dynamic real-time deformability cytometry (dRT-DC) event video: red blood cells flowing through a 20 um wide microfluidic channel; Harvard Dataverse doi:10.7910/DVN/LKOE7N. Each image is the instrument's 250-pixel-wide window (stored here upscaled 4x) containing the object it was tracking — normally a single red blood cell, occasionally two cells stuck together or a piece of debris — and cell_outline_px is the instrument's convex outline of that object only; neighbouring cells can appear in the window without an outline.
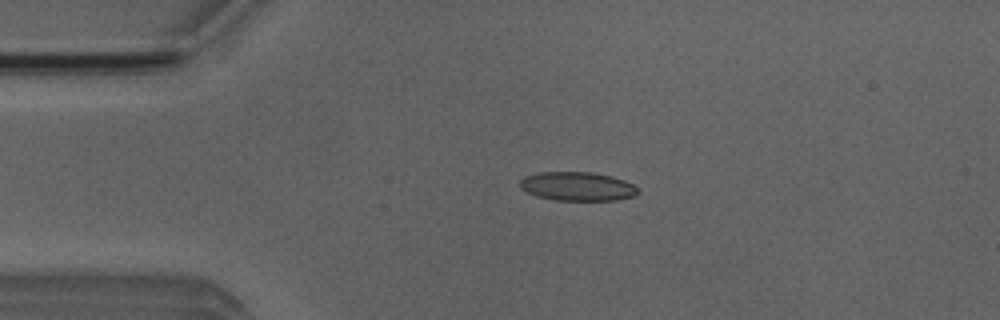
{"species": "Egyptian fruit bat (a non-hibernating species)", "species_latin": "Rousettus aegyptiacus", "temperature_condition": "room temperature", "stored_images_in_passage": 46, "camera_frame_rate_fps": 3000, "um_per_image_px": 0.085, "animal": {"sex": "male"}, "frame": {"image": 1, "passage_image": 9, "time_ms": 2.667, "image_size_px": [1000, 320], "cell_outline_px": [[636, 196], [616, 200], [556, 200], [536, 196], [520, 188], [520, 180], [524, 176], [540, 172], [588, 172], [612, 176], [624, 180], [632, 184], [636, 188]], "centroid_in_image_um": [49.05, 15.84], "position_along_channel_um": 35.9, "area_um2": 19.71}}
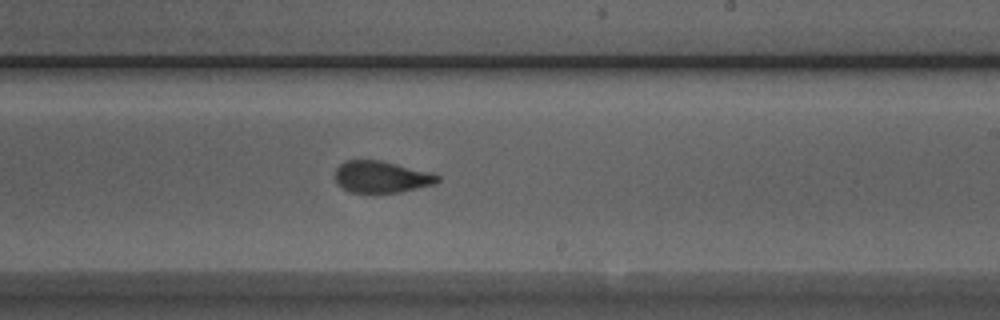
{"frame": {"image": 2, "passage_image": 28, "time_ms": 9.0, "image_size_px": [1000, 320], "cell_outline_px": [[440, 180], [436, 184], [400, 192], [372, 196], [348, 192], [336, 184], [336, 168], [344, 160], [380, 160], [432, 172], [440, 176]], "centroid_in_image_um": [32.41, 15.08], "position_along_channel_um": 256.6, "area_um2": 19.83}}
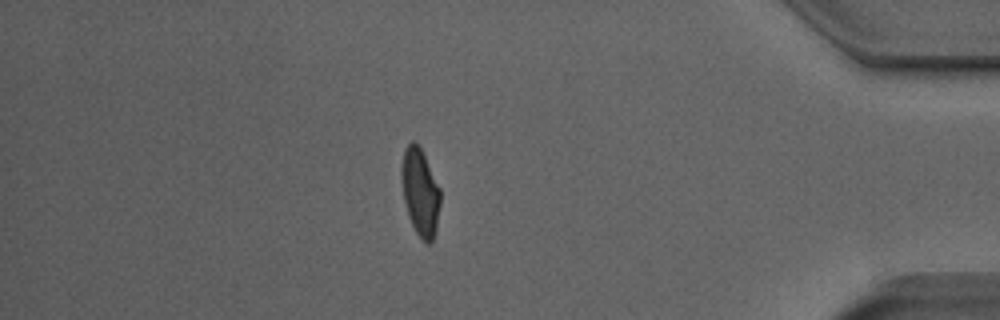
{"frame": {"image": 3, "passage_image": 42, "time_ms": 13.667, "image_size_px": [1000, 320], "cell_outline_px": [[440, 204], [436, 232], [432, 244], [428, 244], [420, 240], [408, 216], [404, 200], [400, 180], [400, 168], [404, 148], [412, 140], [420, 148], [440, 188]], "centroid_in_image_um": [35.7, 16.38], "position_along_channel_um": 399.5, "area_um2": 20.0}}